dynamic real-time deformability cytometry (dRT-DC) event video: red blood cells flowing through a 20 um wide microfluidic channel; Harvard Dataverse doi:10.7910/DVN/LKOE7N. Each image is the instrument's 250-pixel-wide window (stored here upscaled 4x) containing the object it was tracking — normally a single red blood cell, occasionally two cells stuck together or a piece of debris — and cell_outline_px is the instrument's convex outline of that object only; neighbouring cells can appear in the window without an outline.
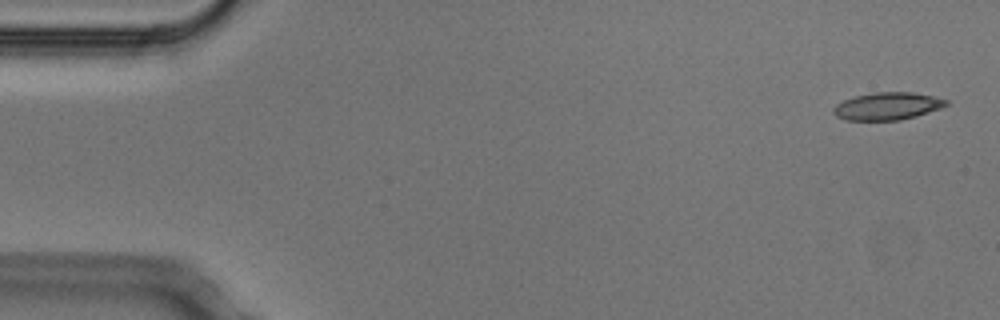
{"species": "Egyptian fruit bat (a non-hibernating species)", "species_latin": "Rousettus aegyptiacus", "temperature_condition": "cold", "stored_images_in_passage": 5, "camera_frame_rate_fps": 3000, "um_per_image_px": 0.085, "animal": {"sex": "male"}, "frame": {"image": 1, "passage_image": 1, "time_ms": 0.0, "image_size_px": [1000, 320], "cell_outline_px": [[948, 104], [940, 108], [916, 116], [900, 120], [848, 120], [836, 116], [832, 112], [832, 108], [836, 104], [844, 100], [856, 96], [872, 92], [912, 92], [932, 96], [948, 100]], "centroid_in_image_um": [75.41, 9.02], "position_along_channel_um": 9.6, "area_um2": 17.98}}